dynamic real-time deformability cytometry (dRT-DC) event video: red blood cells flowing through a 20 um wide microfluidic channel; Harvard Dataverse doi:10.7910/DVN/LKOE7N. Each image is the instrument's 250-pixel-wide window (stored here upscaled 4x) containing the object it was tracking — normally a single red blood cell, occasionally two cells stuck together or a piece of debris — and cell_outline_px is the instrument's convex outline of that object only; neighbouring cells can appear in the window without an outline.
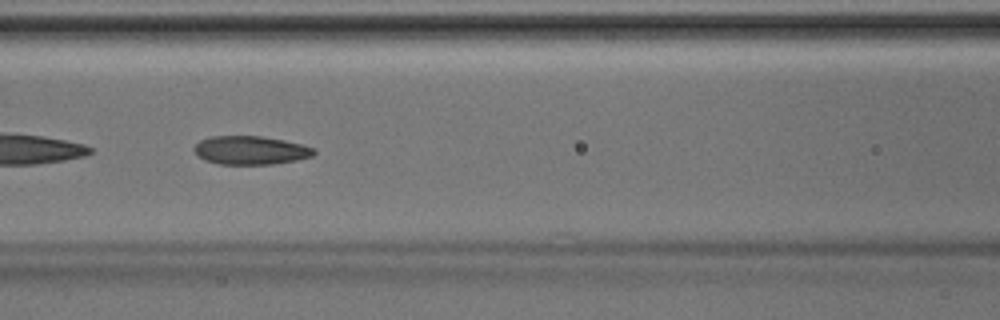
{"species": "Egyptian fruit bat (a non-hibernating species)", "species_latin": "Rousettus aegyptiacus", "temperature_condition": "room temperature", "stored_images_in_passage": 38, "camera_frame_rate_fps": 3000, "um_per_image_px": 0.085, "animal": {"sex": "male"}, "frame": {"image": 1, "passage_image": 12, "time_ms": 3.667, "image_size_px": [1000, 320], "cell_outline_px": [[316, 152], [312, 156], [296, 160], [272, 164], [220, 164], [204, 160], [192, 148], [200, 140], [212, 136], [260, 136], [284, 140], [316, 148]], "centroid_in_image_um": [21.31, 12.77], "position_along_channel_um": 145.3, "area_um2": 19.83}}